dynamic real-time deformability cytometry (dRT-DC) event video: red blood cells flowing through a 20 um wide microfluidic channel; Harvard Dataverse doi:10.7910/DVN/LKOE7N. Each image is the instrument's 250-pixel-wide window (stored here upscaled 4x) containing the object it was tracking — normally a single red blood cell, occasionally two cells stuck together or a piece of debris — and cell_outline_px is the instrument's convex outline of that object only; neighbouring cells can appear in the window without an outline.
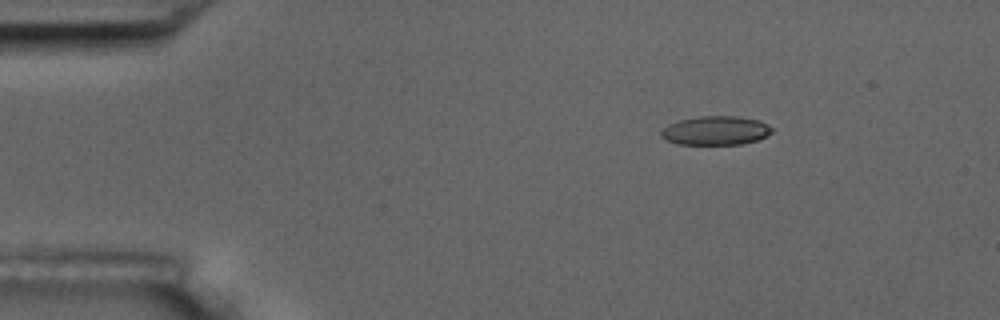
{"species": "common noctule bat (a hibernating species)", "species_latin": "Nyctalus noctula", "temperature_condition": "room temperature", "stored_images_in_passage": 6, "camera_frame_rate_fps": 3000, "um_per_image_px": 0.085, "animal": {"sex": "male", "body_mass_g": 17.5, "forearm_length_mm": 52.3}, "frame": {"image": 1, "passage_image": 1, "time_ms": 0.0, "image_size_px": [1000, 320], "cell_outline_px": [[772, 132], [756, 140], [740, 144], [680, 144], [668, 140], [660, 136], [660, 132], [668, 124], [680, 120], [700, 116], [736, 116], [760, 120], [768, 124], [772, 128]], "centroid_in_image_um": [60.83, 11.09], "position_along_channel_um": 24.2, "area_um2": 18.5}}
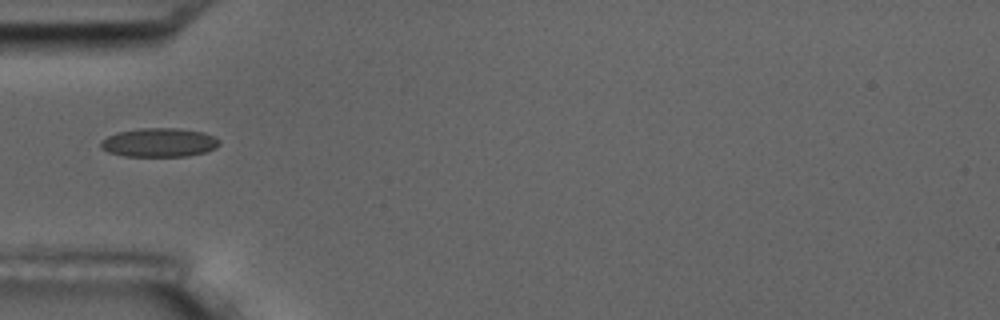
{"frame": {"image": 2, "passage_image": 4, "time_ms": 3.333, "image_size_px": [1000, 320], "cell_outline_px": [[220, 144], [216, 148], [204, 152], [188, 156], [124, 156], [108, 152], [100, 148], [100, 140], [116, 132], [140, 128], [180, 128], [204, 132], [220, 140]], "centroid_in_image_um": [13.51, 12.11], "position_along_channel_um": 71.5, "area_um2": 20.11}}